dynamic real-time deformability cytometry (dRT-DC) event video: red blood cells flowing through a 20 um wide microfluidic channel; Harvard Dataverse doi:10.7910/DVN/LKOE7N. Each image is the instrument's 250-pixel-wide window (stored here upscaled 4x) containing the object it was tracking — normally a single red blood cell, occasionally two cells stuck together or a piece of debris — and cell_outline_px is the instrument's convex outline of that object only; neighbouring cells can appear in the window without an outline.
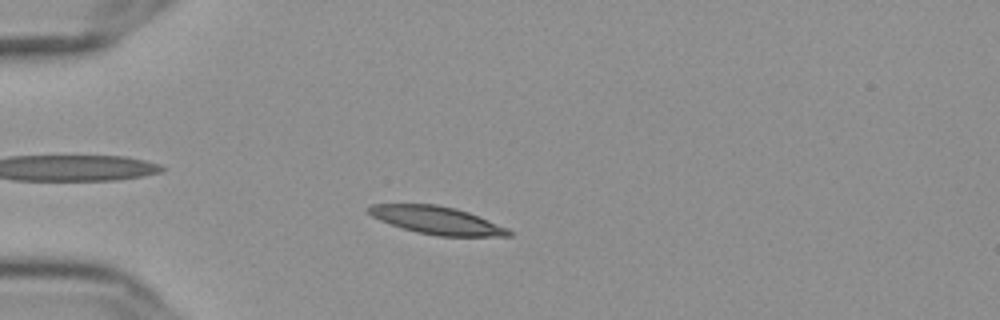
{"species": "Egyptian fruit bat (a non-hibernating species)", "species_latin": "Rousettus aegyptiacus", "temperature_condition": "cold", "stored_images_in_passage": 51, "camera_frame_rate_fps": 3000, "um_per_image_px": 0.085, "frame": {"image": 1, "passage_image": 10, "time_ms": 3.0, "image_size_px": [1000, 320], "cell_outline_px": [[512, 236], [436, 236], [416, 232], [380, 220], [372, 216], [364, 208], [372, 204], [436, 204], [456, 208], [468, 212], [508, 228], [512, 232]], "centroid_in_image_um": [37.12, 18.72], "position_along_channel_um": 47.9, "area_um2": 22.6}}
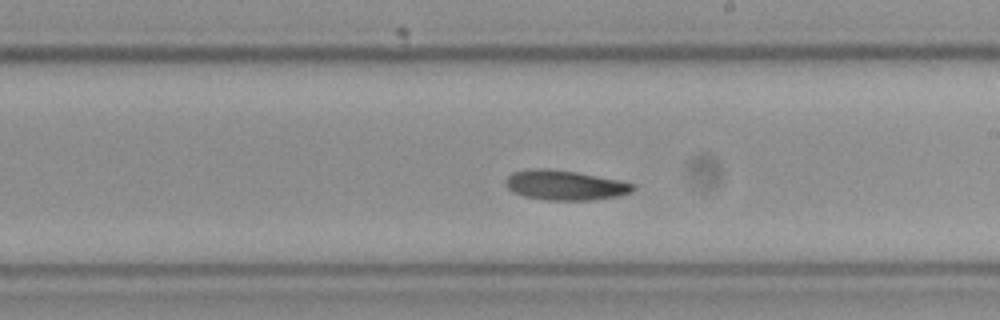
{"frame": {"image": 2, "passage_image": 28, "time_ms": 9.0, "image_size_px": [1000, 320], "cell_outline_px": [[636, 188], [632, 192], [620, 196], [592, 200], [544, 200], [524, 196], [512, 192], [504, 184], [504, 180], [512, 172], [536, 168], [544, 168], [576, 172], [620, 180], [636, 184]], "centroid_in_image_um": [48.04, 15.75], "position_along_channel_um": 241.0, "area_um2": 22.37}}
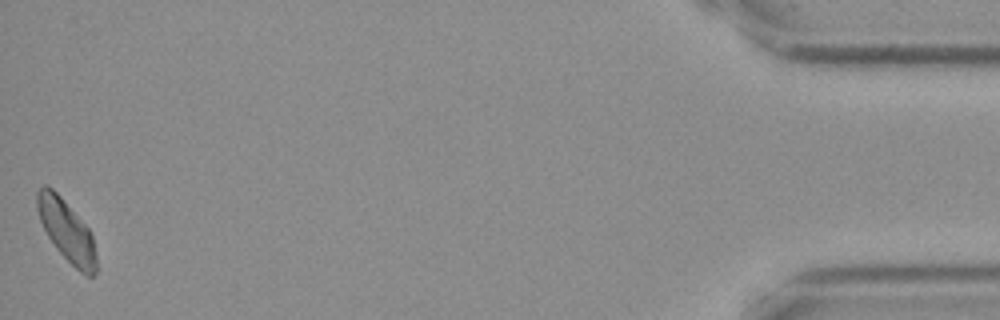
{"frame": {"image": 3, "passage_image": 51, "time_ms": 16.667, "image_size_px": [1000, 320], "cell_outline_px": [[96, 272], [92, 276], [88, 276], [80, 272], [56, 248], [48, 236], [40, 220], [36, 208], [36, 192], [44, 184], [52, 188], [60, 196], [88, 228], [92, 236], [96, 256]], "centroid_in_image_um": [5.64, 19.6], "position_along_channel_um": 429.6, "area_um2": 20.75}, "authors_computed_cell_mechanics": {"area_um2": 22.253, "velocity_mm_per_s": 3.5812, "shape_relaxation_time_tau1_ms": 6.6885, "shape_relaxation_time_tau2_ms": 10.8018, "deformation_change_tau1": 0.1254, "deformation_change_tau2": 0.1773}}